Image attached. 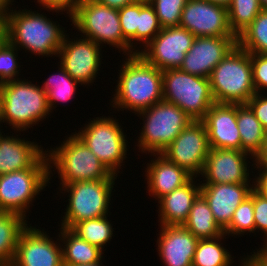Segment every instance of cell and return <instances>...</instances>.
Returning a JSON list of instances; mask_svg holds the SVG:
<instances>
[{
  "label": "cell",
  "mask_w": 267,
  "mask_h": 266,
  "mask_svg": "<svg viewBox=\"0 0 267 266\" xmlns=\"http://www.w3.org/2000/svg\"><path fill=\"white\" fill-rule=\"evenodd\" d=\"M193 177L188 183L158 200V216L161 226L183 225L187 220L194 200L200 194L201 183Z\"/></svg>",
  "instance_id": "24"
},
{
  "label": "cell",
  "mask_w": 267,
  "mask_h": 266,
  "mask_svg": "<svg viewBox=\"0 0 267 266\" xmlns=\"http://www.w3.org/2000/svg\"><path fill=\"white\" fill-rule=\"evenodd\" d=\"M18 48L7 39L0 46V83L19 80Z\"/></svg>",
  "instance_id": "37"
},
{
  "label": "cell",
  "mask_w": 267,
  "mask_h": 266,
  "mask_svg": "<svg viewBox=\"0 0 267 266\" xmlns=\"http://www.w3.org/2000/svg\"><path fill=\"white\" fill-rule=\"evenodd\" d=\"M66 138L60 146L46 151L49 180H51L53 166L61 179V186L77 181L116 179L118 177L112 174L74 133Z\"/></svg>",
  "instance_id": "3"
},
{
  "label": "cell",
  "mask_w": 267,
  "mask_h": 266,
  "mask_svg": "<svg viewBox=\"0 0 267 266\" xmlns=\"http://www.w3.org/2000/svg\"><path fill=\"white\" fill-rule=\"evenodd\" d=\"M237 45L249 53L267 54V9L237 37Z\"/></svg>",
  "instance_id": "32"
},
{
  "label": "cell",
  "mask_w": 267,
  "mask_h": 266,
  "mask_svg": "<svg viewBox=\"0 0 267 266\" xmlns=\"http://www.w3.org/2000/svg\"><path fill=\"white\" fill-rule=\"evenodd\" d=\"M2 94V122L12 126L15 133L39 124L51 113L44 89L26 79L2 83Z\"/></svg>",
  "instance_id": "6"
},
{
  "label": "cell",
  "mask_w": 267,
  "mask_h": 266,
  "mask_svg": "<svg viewBox=\"0 0 267 266\" xmlns=\"http://www.w3.org/2000/svg\"><path fill=\"white\" fill-rule=\"evenodd\" d=\"M115 179L77 181L60 188L69 194V201L61 219V227L70 229L75 223L107 216Z\"/></svg>",
  "instance_id": "9"
},
{
  "label": "cell",
  "mask_w": 267,
  "mask_h": 266,
  "mask_svg": "<svg viewBox=\"0 0 267 266\" xmlns=\"http://www.w3.org/2000/svg\"><path fill=\"white\" fill-rule=\"evenodd\" d=\"M201 121L207 130L210 148L241 150L237 104L215 102Z\"/></svg>",
  "instance_id": "19"
},
{
  "label": "cell",
  "mask_w": 267,
  "mask_h": 266,
  "mask_svg": "<svg viewBox=\"0 0 267 266\" xmlns=\"http://www.w3.org/2000/svg\"><path fill=\"white\" fill-rule=\"evenodd\" d=\"M31 224L20 235L12 266H63L62 243ZM62 244V245H61Z\"/></svg>",
  "instance_id": "16"
},
{
  "label": "cell",
  "mask_w": 267,
  "mask_h": 266,
  "mask_svg": "<svg viewBox=\"0 0 267 266\" xmlns=\"http://www.w3.org/2000/svg\"><path fill=\"white\" fill-rule=\"evenodd\" d=\"M103 263L101 262H98L96 264H76V265H73V266H101Z\"/></svg>",
  "instance_id": "51"
},
{
  "label": "cell",
  "mask_w": 267,
  "mask_h": 266,
  "mask_svg": "<svg viewBox=\"0 0 267 266\" xmlns=\"http://www.w3.org/2000/svg\"><path fill=\"white\" fill-rule=\"evenodd\" d=\"M57 241L64 244L62 248L63 266L76 264H96L102 262L103 250L82 238H79L70 229L60 227ZM101 260V261H100Z\"/></svg>",
  "instance_id": "25"
},
{
  "label": "cell",
  "mask_w": 267,
  "mask_h": 266,
  "mask_svg": "<svg viewBox=\"0 0 267 266\" xmlns=\"http://www.w3.org/2000/svg\"><path fill=\"white\" fill-rule=\"evenodd\" d=\"M57 70V73H54L49 76V78L44 81L41 87L46 92L47 104L50 112L53 111L56 104L66 103L72 98H74L77 86L80 84L78 81L74 80L61 66ZM56 103V104H55Z\"/></svg>",
  "instance_id": "29"
},
{
  "label": "cell",
  "mask_w": 267,
  "mask_h": 266,
  "mask_svg": "<svg viewBox=\"0 0 267 266\" xmlns=\"http://www.w3.org/2000/svg\"><path fill=\"white\" fill-rule=\"evenodd\" d=\"M162 29L154 7L145 1H139V28L136 30V44L146 46Z\"/></svg>",
  "instance_id": "35"
},
{
  "label": "cell",
  "mask_w": 267,
  "mask_h": 266,
  "mask_svg": "<svg viewBox=\"0 0 267 266\" xmlns=\"http://www.w3.org/2000/svg\"><path fill=\"white\" fill-rule=\"evenodd\" d=\"M136 114L144 124L136 146L146 154H160L193 121L180 107L165 100Z\"/></svg>",
  "instance_id": "7"
},
{
  "label": "cell",
  "mask_w": 267,
  "mask_h": 266,
  "mask_svg": "<svg viewBox=\"0 0 267 266\" xmlns=\"http://www.w3.org/2000/svg\"><path fill=\"white\" fill-rule=\"evenodd\" d=\"M254 164L256 166H261V167H267V132L265 135L264 143H263V148L262 150L256 155L254 158Z\"/></svg>",
  "instance_id": "45"
},
{
  "label": "cell",
  "mask_w": 267,
  "mask_h": 266,
  "mask_svg": "<svg viewBox=\"0 0 267 266\" xmlns=\"http://www.w3.org/2000/svg\"><path fill=\"white\" fill-rule=\"evenodd\" d=\"M208 1H211L215 4H219V5L228 7L231 4L232 0H208Z\"/></svg>",
  "instance_id": "49"
},
{
  "label": "cell",
  "mask_w": 267,
  "mask_h": 266,
  "mask_svg": "<svg viewBox=\"0 0 267 266\" xmlns=\"http://www.w3.org/2000/svg\"><path fill=\"white\" fill-rule=\"evenodd\" d=\"M237 125L241 137V151L254 158L262 150L266 131L247 104H237Z\"/></svg>",
  "instance_id": "26"
},
{
  "label": "cell",
  "mask_w": 267,
  "mask_h": 266,
  "mask_svg": "<svg viewBox=\"0 0 267 266\" xmlns=\"http://www.w3.org/2000/svg\"><path fill=\"white\" fill-rule=\"evenodd\" d=\"M6 40V29L3 23H0V46Z\"/></svg>",
  "instance_id": "48"
},
{
  "label": "cell",
  "mask_w": 267,
  "mask_h": 266,
  "mask_svg": "<svg viewBox=\"0 0 267 266\" xmlns=\"http://www.w3.org/2000/svg\"><path fill=\"white\" fill-rule=\"evenodd\" d=\"M246 232L255 233L254 206H253V190L234 211L233 217L229 225L224 229V234L229 236L243 235Z\"/></svg>",
  "instance_id": "34"
},
{
  "label": "cell",
  "mask_w": 267,
  "mask_h": 266,
  "mask_svg": "<svg viewBox=\"0 0 267 266\" xmlns=\"http://www.w3.org/2000/svg\"><path fill=\"white\" fill-rule=\"evenodd\" d=\"M195 36L182 27L162 28L138 54L160 71L180 68Z\"/></svg>",
  "instance_id": "13"
},
{
  "label": "cell",
  "mask_w": 267,
  "mask_h": 266,
  "mask_svg": "<svg viewBox=\"0 0 267 266\" xmlns=\"http://www.w3.org/2000/svg\"><path fill=\"white\" fill-rule=\"evenodd\" d=\"M187 0H150L162 28L179 27Z\"/></svg>",
  "instance_id": "36"
},
{
  "label": "cell",
  "mask_w": 267,
  "mask_h": 266,
  "mask_svg": "<svg viewBox=\"0 0 267 266\" xmlns=\"http://www.w3.org/2000/svg\"><path fill=\"white\" fill-rule=\"evenodd\" d=\"M49 167H30L0 175V212L25 218L36 196L47 186Z\"/></svg>",
  "instance_id": "11"
},
{
  "label": "cell",
  "mask_w": 267,
  "mask_h": 266,
  "mask_svg": "<svg viewBox=\"0 0 267 266\" xmlns=\"http://www.w3.org/2000/svg\"><path fill=\"white\" fill-rule=\"evenodd\" d=\"M26 218L11 212H0V266L12 263L22 232L28 227Z\"/></svg>",
  "instance_id": "28"
},
{
  "label": "cell",
  "mask_w": 267,
  "mask_h": 266,
  "mask_svg": "<svg viewBox=\"0 0 267 266\" xmlns=\"http://www.w3.org/2000/svg\"><path fill=\"white\" fill-rule=\"evenodd\" d=\"M158 255L165 266H192L197 239L183 225L160 226Z\"/></svg>",
  "instance_id": "22"
},
{
  "label": "cell",
  "mask_w": 267,
  "mask_h": 266,
  "mask_svg": "<svg viewBox=\"0 0 267 266\" xmlns=\"http://www.w3.org/2000/svg\"><path fill=\"white\" fill-rule=\"evenodd\" d=\"M254 189L250 183L201 184L200 194L207 201L216 223L224 230L234 211Z\"/></svg>",
  "instance_id": "21"
},
{
  "label": "cell",
  "mask_w": 267,
  "mask_h": 266,
  "mask_svg": "<svg viewBox=\"0 0 267 266\" xmlns=\"http://www.w3.org/2000/svg\"><path fill=\"white\" fill-rule=\"evenodd\" d=\"M137 1H145V2H149L150 0H137Z\"/></svg>",
  "instance_id": "53"
},
{
  "label": "cell",
  "mask_w": 267,
  "mask_h": 266,
  "mask_svg": "<svg viewBox=\"0 0 267 266\" xmlns=\"http://www.w3.org/2000/svg\"><path fill=\"white\" fill-rule=\"evenodd\" d=\"M120 68L117 89L110 103L114 109L133 110L136 115L163 100L162 71L139 54L127 56Z\"/></svg>",
  "instance_id": "1"
},
{
  "label": "cell",
  "mask_w": 267,
  "mask_h": 266,
  "mask_svg": "<svg viewBox=\"0 0 267 266\" xmlns=\"http://www.w3.org/2000/svg\"><path fill=\"white\" fill-rule=\"evenodd\" d=\"M253 206L255 231L260 230L264 233V243L267 245V198L263 197L255 189H253Z\"/></svg>",
  "instance_id": "40"
},
{
  "label": "cell",
  "mask_w": 267,
  "mask_h": 266,
  "mask_svg": "<svg viewBox=\"0 0 267 266\" xmlns=\"http://www.w3.org/2000/svg\"><path fill=\"white\" fill-rule=\"evenodd\" d=\"M179 26L195 37H236L229 25L227 7L208 0H187Z\"/></svg>",
  "instance_id": "15"
},
{
  "label": "cell",
  "mask_w": 267,
  "mask_h": 266,
  "mask_svg": "<svg viewBox=\"0 0 267 266\" xmlns=\"http://www.w3.org/2000/svg\"><path fill=\"white\" fill-rule=\"evenodd\" d=\"M101 48L103 47L88 38L69 39L66 34L57 54L60 59L58 63L81 86H89L95 82L101 68Z\"/></svg>",
  "instance_id": "14"
},
{
  "label": "cell",
  "mask_w": 267,
  "mask_h": 266,
  "mask_svg": "<svg viewBox=\"0 0 267 266\" xmlns=\"http://www.w3.org/2000/svg\"><path fill=\"white\" fill-rule=\"evenodd\" d=\"M260 248L256 253L253 251L252 255L247 254V257H243L240 266H267V249L264 246Z\"/></svg>",
  "instance_id": "43"
},
{
  "label": "cell",
  "mask_w": 267,
  "mask_h": 266,
  "mask_svg": "<svg viewBox=\"0 0 267 266\" xmlns=\"http://www.w3.org/2000/svg\"><path fill=\"white\" fill-rule=\"evenodd\" d=\"M36 11L10 10L3 22L6 39L19 50L46 57L57 56L67 31Z\"/></svg>",
  "instance_id": "2"
},
{
  "label": "cell",
  "mask_w": 267,
  "mask_h": 266,
  "mask_svg": "<svg viewBox=\"0 0 267 266\" xmlns=\"http://www.w3.org/2000/svg\"><path fill=\"white\" fill-rule=\"evenodd\" d=\"M163 100L180 107L193 121H201L215 103L210 80L177 69L162 71Z\"/></svg>",
  "instance_id": "8"
},
{
  "label": "cell",
  "mask_w": 267,
  "mask_h": 266,
  "mask_svg": "<svg viewBox=\"0 0 267 266\" xmlns=\"http://www.w3.org/2000/svg\"><path fill=\"white\" fill-rule=\"evenodd\" d=\"M183 226L199 240L216 238L224 233V230L216 223L207 201L201 194L194 200Z\"/></svg>",
  "instance_id": "27"
},
{
  "label": "cell",
  "mask_w": 267,
  "mask_h": 266,
  "mask_svg": "<svg viewBox=\"0 0 267 266\" xmlns=\"http://www.w3.org/2000/svg\"><path fill=\"white\" fill-rule=\"evenodd\" d=\"M70 20L78 32L82 33L81 38H88L100 47L107 43L126 56L138 54V49L134 50L123 36L118 9L96 0H81L71 13Z\"/></svg>",
  "instance_id": "5"
},
{
  "label": "cell",
  "mask_w": 267,
  "mask_h": 266,
  "mask_svg": "<svg viewBox=\"0 0 267 266\" xmlns=\"http://www.w3.org/2000/svg\"><path fill=\"white\" fill-rule=\"evenodd\" d=\"M237 45V37H195L180 70L209 78L216 65Z\"/></svg>",
  "instance_id": "18"
},
{
  "label": "cell",
  "mask_w": 267,
  "mask_h": 266,
  "mask_svg": "<svg viewBox=\"0 0 267 266\" xmlns=\"http://www.w3.org/2000/svg\"><path fill=\"white\" fill-rule=\"evenodd\" d=\"M248 155L250 156L249 153L236 149L210 148L201 172L205 179L202 184L251 183Z\"/></svg>",
  "instance_id": "17"
},
{
  "label": "cell",
  "mask_w": 267,
  "mask_h": 266,
  "mask_svg": "<svg viewBox=\"0 0 267 266\" xmlns=\"http://www.w3.org/2000/svg\"><path fill=\"white\" fill-rule=\"evenodd\" d=\"M120 25L124 38L135 50L136 30L139 28V1L133 2L118 9Z\"/></svg>",
  "instance_id": "38"
},
{
  "label": "cell",
  "mask_w": 267,
  "mask_h": 266,
  "mask_svg": "<svg viewBox=\"0 0 267 266\" xmlns=\"http://www.w3.org/2000/svg\"><path fill=\"white\" fill-rule=\"evenodd\" d=\"M2 112H3V94H2V84L0 83V124H2Z\"/></svg>",
  "instance_id": "50"
},
{
  "label": "cell",
  "mask_w": 267,
  "mask_h": 266,
  "mask_svg": "<svg viewBox=\"0 0 267 266\" xmlns=\"http://www.w3.org/2000/svg\"><path fill=\"white\" fill-rule=\"evenodd\" d=\"M79 2L80 0H37L39 6H43L46 10L54 11L56 14L66 11L69 17Z\"/></svg>",
  "instance_id": "42"
},
{
  "label": "cell",
  "mask_w": 267,
  "mask_h": 266,
  "mask_svg": "<svg viewBox=\"0 0 267 266\" xmlns=\"http://www.w3.org/2000/svg\"><path fill=\"white\" fill-rule=\"evenodd\" d=\"M267 132V96L255 93L246 103Z\"/></svg>",
  "instance_id": "41"
},
{
  "label": "cell",
  "mask_w": 267,
  "mask_h": 266,
  "mask_svg": "<svg viewBox=\"0 0 267 266\" xmlns=\"http://www.w3.org/2000/svg\"><path fill=\"white\" fill-rule=\"evenodd\" d=\"M114 118L96 117L74 134L99 158L108 170L118 176L127 158L128 141L121 123Z\"/></svg>",
  "instance_id": "10"
},
{
  "label": "cell",
  "mask_w": 267,
  "mask_h": 266,
  "mask_svg": "<svg viewBox=\"0 0 267 266\" xmlns=\"http://www.w3.org/2000/svg\"><path fill=\"white\" fill-rule=\"evenodd\" d=\"M257 167V175L253 180L254 189L261 195H267V167L254 166V169Z\"/></svg>",
  "instance_id": "44"
},
{
  "label": "cell",
  "mask_w": 267,
  "mask_h": 266,
  "mask_svg": "<svg viewBox=\"0 0 267 266\" xmlns=\"http://www.w3.org/2000/svg\"><path fill=\"white\" fill-rule=\"evenodd\" d=\"M96 1L105 6L120 9L128 4L136 2L137 0H96Z\"/></svg>",
  "instance_id": "46"
},
{
  "label": "cell",
  "mask_w": 267,
  "mask_h": 266,
  "mask_svg": "<svg viewBox=\"0 0 267 266\" xmlns=\"http://www.w3.org/2000/svg\"><path fill=\"white\" fill-rule=\"evenodd\" d=\"M16 136L0 134V175L30 167H49L46 149L43 151L41 145Z\"/></svg>",
  "instance_id": "20"
},
{
  "label": "cell",
  "mask_w": 267,
  "mask_h": 266,
  "mask_svg": "<svg viewBox=\"0 0 267 266\" xmlns=\"http://www.w3.org/2000/svg\"><path fill=\"white\" fill-rule=\"evenodd\" d=\"M253 84L256 93L267 90V54L250 53Z\"/></svg>",
  "instance_id": "39"
},
{
  "label": "cell",
  "mask_w": 267,
  "mask_h": 266,
  "mask_svg": "<svg viewBox=\"0 0 267 266\" xmlns=\"http://www.w3.org/2000/svg\"><path fill=\"white\" fill-rule=\"evenodd\" d=\"M209 80L216 103L246 104L256 93L250 53L236 45L216 65Z\"/></svg>",
  "instance_id": "4"
},
{
  "label": "cell",
  "mask_w": 267,
  "mask_h": 266,
  "mask_svg": "<svg viewBox=\"0 0 267 266\" xmlns=\"http://www.w3.org/2000/svg\"><path fill=\"white\" fill-rule=\"evenodd\" d=\"M154 159L147 163L145 175L150 196L159 200L164 195L188 183L193 176L183 168L168 161L161 154H151ZM157 158V159H156Z\"/></svg>",
  "instance_id": "23"
},
{
  "label": "cell",
  "mask_w": 267,
  "mask_h": 266,
  "mask_svg": "<svg viewBox=\"0 0 267 266\" xmlns=\"http://www.w3.org/2000/svg\"><path fill=\"white\" fill-rule=\"evenodd\" d=\"M262 9H267V0H259Z\"/></svg>",
  "instance_id": "52"
},
{
  "label": "cell",
  "mask_w": 267,
  "mask_h": 266,
  "mask_svg": "<svg viewBox=\"0 0 267 266\" xmlns=\"http://www.w3.org/2000/svg\"><path fill=\"white\" fill-rule=\"evenodd\" d=\"M12 2H14V0H0V23L5 21L7 14L12 9L10 7V5H13Z\"/></svg>",
  "instance_id": "47"
},
{
  "label": "cell",
  "mask_w": 267,
  "mask_h": 266,
  "mask_svg": "<svg viewBox=\"0 0 267 266\" xmlns=\"http://www.w3.org/2000/svg\"><path fill=\"white\" fill-rule=\"evenodd\" d=\"M209 150L205 125L202 121H191L160 154L197 178L201 175Z\"/></svg>",
  "instance_id": "12"
},
{
  "label": "cell",
  "mask_w": 267,
  "mask_h": 266,
  "mask_svg": "<svg viewBox=\"0 0 267 266\" xmlns=\"http://www.w3.org/2000/svg\"><path fill=\"white\" fill-rule=\"evenodd\" d=\"M226 236L210 239H200L194 253L192 266H232L234 261L230 251L223 247L221 240Z\"/></svg>",
  "instance_id": "30"
},
{
  "label": "cell",
  "mask_w": 267,
  "mask_h": 266,
  "mask_svg": "<svg viewBox=\"0 0 267 266\" xmlns=\"http://www.w3.org/2000/svg\"><path fill=\"white\" fill-rule=\"evenodd\" d=\"M227 9L231 31L238 37L253 22L262 7L259 0H232Z\"/></svg>",
  "instance_id": "33"
},
{
  "label": "cell",
  "mask_w": 267,
  "mask_h": 266,
  "mask_svg": "<svg viewBox=\"0 0 267 266\" xmlns=\"http://www.w3.org/2000/svg\"><path fill=\"white\" fill-rule=\"evenodd\" d=\"M107 217L108 216H102L77 222L70 230L79 238L105 251L104 247L107 245L106 243L111 241L114 229Z\"/></svg>",
  "instance_id": "31"
}]
</instances>
